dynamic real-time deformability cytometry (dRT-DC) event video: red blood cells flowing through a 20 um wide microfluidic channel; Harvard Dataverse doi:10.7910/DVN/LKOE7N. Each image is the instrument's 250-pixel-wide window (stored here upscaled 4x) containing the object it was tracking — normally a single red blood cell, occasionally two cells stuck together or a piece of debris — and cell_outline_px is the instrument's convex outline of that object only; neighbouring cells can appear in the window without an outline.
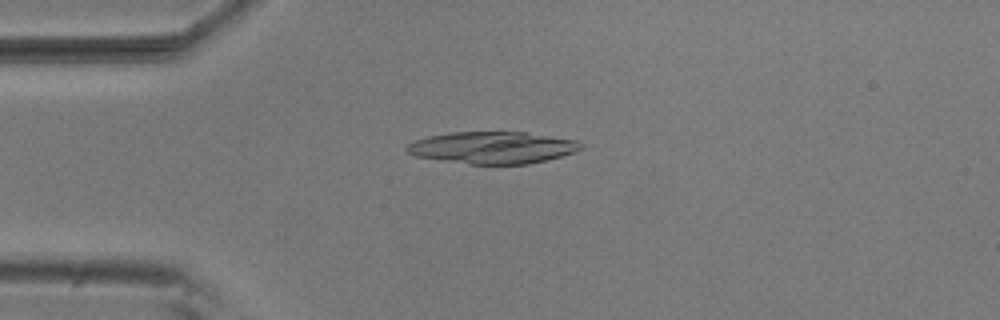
{"species": "common noctule bat (a hibernating species)", "species_latin": "Nyctalus noctula", "temperature_condition": "room temperature", "stored_images_in_passage": 8, "camera_frame_rate_fps": 3000, "um_per_image_px": 0.085, "animal": {"sex": "male", "body_mass_g": 20.5, "forearm_length_mm": 52.5}, "frame": {"image": 1, "passage_image": 4, "time_ms": 1.0, "image_size_px": [1000, 320], "cell_outline_px": [[580, 148], [572, 152], [560, 156], [528, 164], [468, 164], [416, 156], [408, 152], [404, 148], [408, 144], [416, 140], [428, 136], [452, 132], [528, 132], [576, 140], [580, 144]], "centroid_in_image_um": [41.83, 12.54], "position_along_channel_um": 43.2, "area_um2": 32.08}}